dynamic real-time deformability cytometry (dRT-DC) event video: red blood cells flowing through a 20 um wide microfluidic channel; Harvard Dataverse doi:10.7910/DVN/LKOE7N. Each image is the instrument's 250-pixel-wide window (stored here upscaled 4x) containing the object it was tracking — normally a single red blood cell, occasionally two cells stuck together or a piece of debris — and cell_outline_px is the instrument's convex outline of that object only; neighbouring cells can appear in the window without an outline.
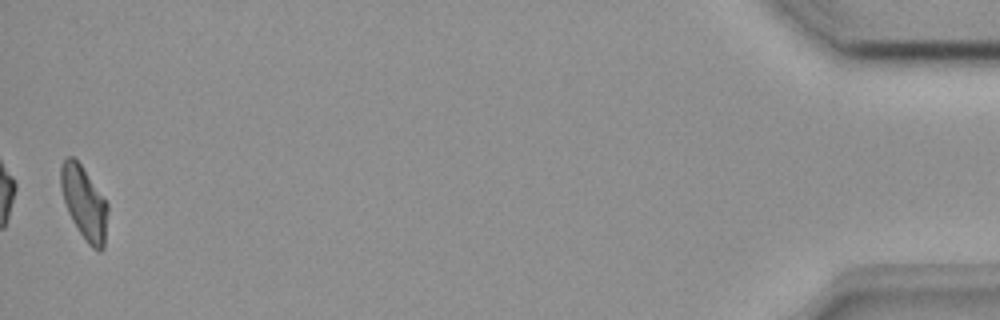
{"species": "common noctule bat (a hibernating species)", "species_latin": "Nyctalus noctula", "temperature_condition": "room temperature", "stored_images_in_passage": 46, "camera_frame_rate_fps": 3000, "um_per_image_px": 0.085, "animal": {"sex": "female", "body_mass_g": 18.4}, "frame": {"image": 1, "passage_image": 46, "time_ms": 15.0, "image_size_px": [1000, 320], "cell_outline_px": [[108, 212], [104, 248], [100, 252], [92, 248], [88, 244], [72, 220], [68, 212], [60, 188], [60, 164], [68, 156], [72, 156], [80, 164], [108, 204]], "centroid_in_image_um": [7.15, 17.26], "position_along_channel_um": 428.1, "area_um2": 19.83}}